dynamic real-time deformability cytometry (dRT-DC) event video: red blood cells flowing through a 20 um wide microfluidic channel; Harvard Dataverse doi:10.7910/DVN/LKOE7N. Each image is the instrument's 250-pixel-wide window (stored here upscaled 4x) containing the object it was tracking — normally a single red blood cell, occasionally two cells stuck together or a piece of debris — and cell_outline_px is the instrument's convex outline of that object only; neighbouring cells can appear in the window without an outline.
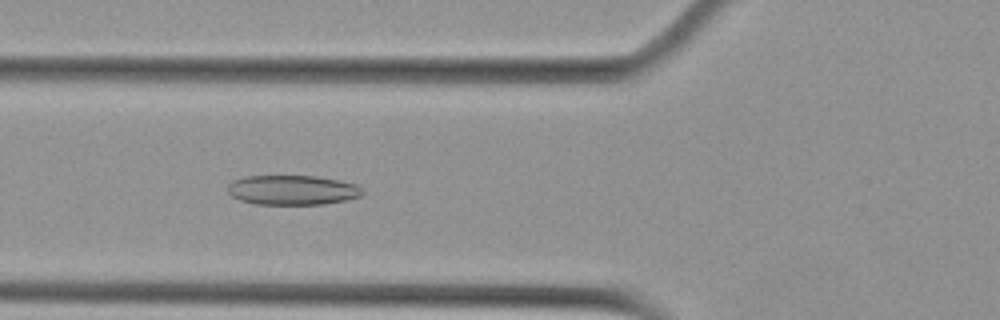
{"species": "Egyptian fruit bat (a non-hibernating species)", "species_latin": "Rousettus aegyptiacus", "temperature_condition": "cold", "stored_images_in_passage": 55, "camera_frame_rate_fps": 3000, "um_per_image_px": 0.085, "animal": {"sex": "female"}, "frame": {"image": 1, "passage_image": 21, "time_ms": 6.667, "image_size_px": [1000, 320], "cell_outline_px": [[364, 192], [360, 196], [344, 200], [324, 204], [256, 204], [240, 200], [232, 196], [228, 192], [228, 184], [232, 180], [248, 176], [316, 176], [356, 184]], "centroid_in_image_um": [24.82, 16.15], "position_along_channel_um": 101.0, "area_um2": 23.12}}
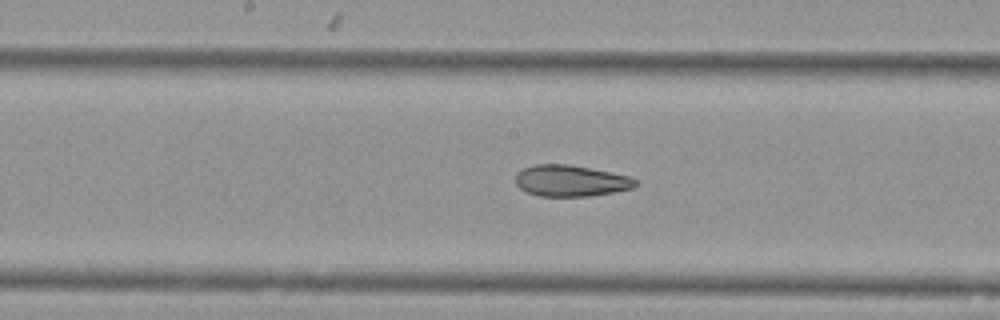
{"frame": {"image": 2, "passage_image": 29, "time_ms": 9.333, "image_size_px": [1000, 320], "cell_outline_px": [[640, 184], [632, 188], [592, 196], [540, 196], [528, 192], [520, 188], [516, 184], [516, 172], [524, 168], [536, 164], [568, 164], [628, 176], [636, 180]], "centroid_in_image_um": [48.5, 15.37], "position_along_channel_um": 199.7, "area_um2": 21.68}}
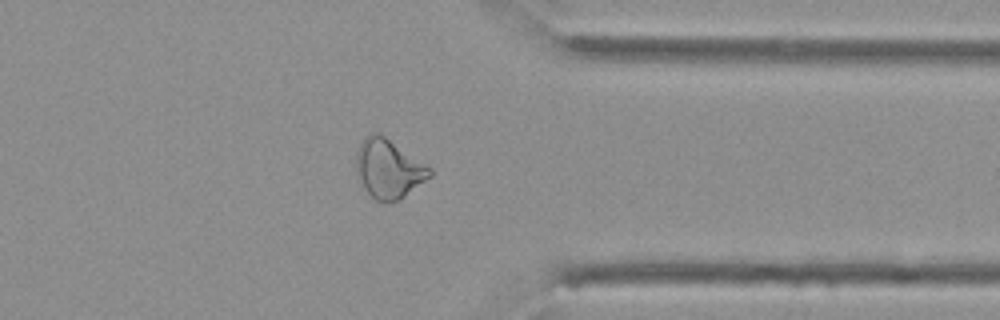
{"frame": {"image": 3, "passage_image": 44, "time_ms": 14.333, "image_size_px": [1000, 320], "cell_outline_px": [[432, 176], [400, 200], [388, 204], [384, 204], [376, 200], [364, 188], [356, 172], [356, 152], [364, 136], [372, 132], [380, 132], [432, 168]], "centroid_in_image_um": [33.04, 14.34], "position_along_channel_um": 378.4, "area_um2": 25.72}, "authors_computed_cell_mechanics": {"area_um2": 26.6458, "velocity_mm_per_s": 3.6925, "shape_relaxation_time_tau1_ms": null, "shape_relaxation_time_tau2_ms": 3.5042, "deformation_change_tau1": null, "deformation_change_tau2": 0.1081}}